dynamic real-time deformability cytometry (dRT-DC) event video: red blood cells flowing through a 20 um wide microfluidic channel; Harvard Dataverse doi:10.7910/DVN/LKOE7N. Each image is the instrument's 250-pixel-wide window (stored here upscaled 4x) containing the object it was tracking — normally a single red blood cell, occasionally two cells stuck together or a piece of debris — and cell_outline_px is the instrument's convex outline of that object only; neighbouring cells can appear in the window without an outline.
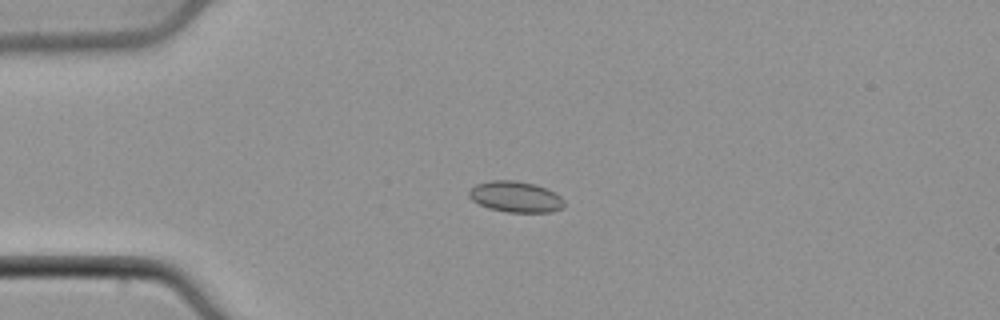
{"species": "common noctule bat (a hibernating species)", "species_latin": "Nyctalus noctula", "temperature_condition": "cold", "stored_images_in_passage": 40, "camera_frame_rate_fps": 3000, "um_per_image_px": 0.085, "animal": {"sex": "male", "body_mass_g": 21.5, "forearm_length_mm": 52.0}, "frame": {"image": 1, "passage_image": 3, "time_ms": 0.667, "image_size_px": [1000, 320], "cell_outline_px": [[564, 204], [560, 208], [552, 212], [504, 212], [488, 208], [472, 200], [468, 196], [468, 192], [476, 184], [492, 180], [516, 180], [536, 184], [560, 196], [564, 200]], "centroid_in_image_um": [43.79, 16.72], "position_along_channel_um": 41.2, "area_um2": 17.11}}
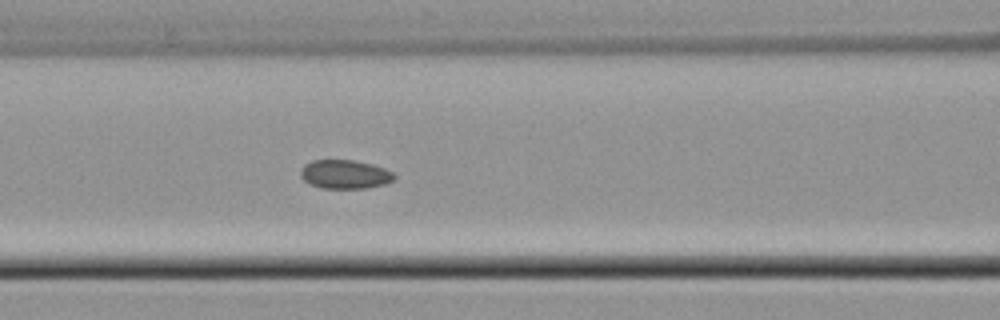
{"frame": {"image": 2, "passage_image": 12, "time_ms": 3.667, "image_size_px": [1000, 320], "cell_outline_px": [[396, 176], [392, 180], [384, 184], [368, 188], [320, 188], [304, 180], [300, 176], [300, 168], [304, 164], [312, 160], [352, 160], [372, 164], [384, 168], [392, 172]], "centroid_in_image_um": [29.29, 14.81], "position_along_channel_um": 137.3, "area_um2": 15.72}}
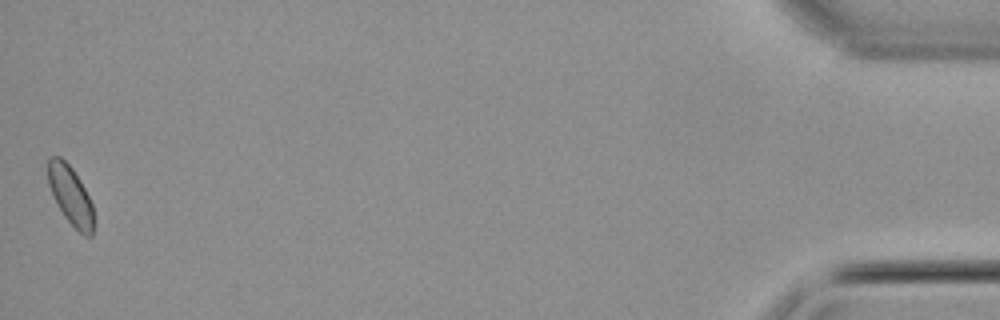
{"frame": {"image": 3, "passage_image": 40, "time_ms": 13.0, "image_size_px": [1000, 320], "cell_outline_px": [[92, 236], [84, 236], [64, 216], [56, 204], [48, 184], [48, 156], [60, 156], [72, 168], [84, 188], [92, 204]], "centroid_in_image_um": [5.95, 16.57], "position_along_channel_um": 429.2, "area_um2": 15.32}}